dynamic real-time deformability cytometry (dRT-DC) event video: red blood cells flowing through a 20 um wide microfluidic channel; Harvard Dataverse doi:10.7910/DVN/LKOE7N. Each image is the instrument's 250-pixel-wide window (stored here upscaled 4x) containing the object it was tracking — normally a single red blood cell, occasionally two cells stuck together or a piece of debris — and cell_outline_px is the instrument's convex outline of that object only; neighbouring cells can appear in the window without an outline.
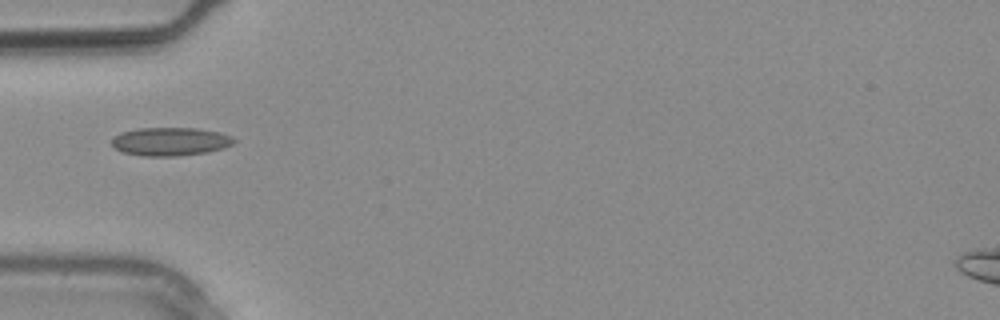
{"species": "common noctule bat (a hibernating species)", "species_latin": "Nyctalus noctula", "temperature_condition": "warm", "stored_images_in_passage": 3, "camera_frame_rate_fps": 3000, "um_per_image_px": 0.085, "animal": {"sex": "male", "body_mass_g": 20.4}, "frame": {"image": 1, "passage_image": 3, "time_ms": 0.667, "image_size_px": [1000, 320], "cell_outline_px": [[236, 140], [232, 144], [224, 148], [208, 152], [176, 156], [144, 156], [120, 152], [112, 144], [112, 140], [120, 132], [140, 128], [196, 128], [220, 132], [232, 136]], "centroid_in_image_um": [14.49, 12.03], "position_along_channel_um": 70.5, "area_um2": 20.23}}